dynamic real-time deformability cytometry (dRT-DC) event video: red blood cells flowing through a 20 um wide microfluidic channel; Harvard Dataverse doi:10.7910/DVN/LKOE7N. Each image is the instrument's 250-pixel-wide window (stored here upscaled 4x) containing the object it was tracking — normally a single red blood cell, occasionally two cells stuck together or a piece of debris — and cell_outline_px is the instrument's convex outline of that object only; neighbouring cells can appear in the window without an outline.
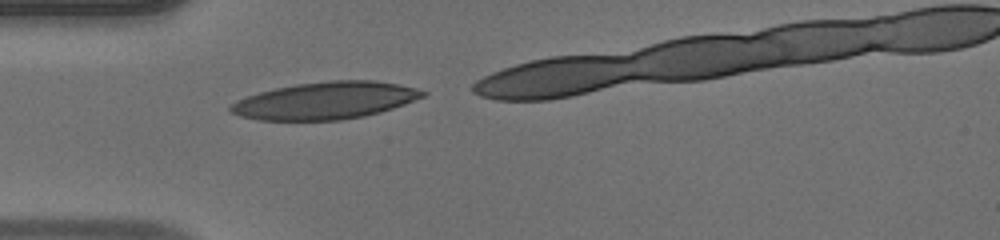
{"species": "human", "species_latin": "Homo sapiens", "temperature_condition": "warm", "stored_images_in_passage": 26, "camera_frame_rate_fps": 3000, "um_per_image_px": 0.085, "donor": {"sex": "male"}, "frame": {"image": 1, "passage_image": 1, "time_ms": 0.0, "image_size_px": [1000, 240], "cell_outline_px": [[428, 92], [424, 96], [404, 104], [380, 112], [364, 116], [340, 120], [260, 120], [240, 116], [228, 112], [228, 108], [236, 100], [260, 92], [276, 88], [296, 84], [332, 80], [376, 80], [416, 88]], "centroid_in_image_um": [27.63, 8.55], "position_along_channel_um": 57.4, "area_um2": 41.5}}
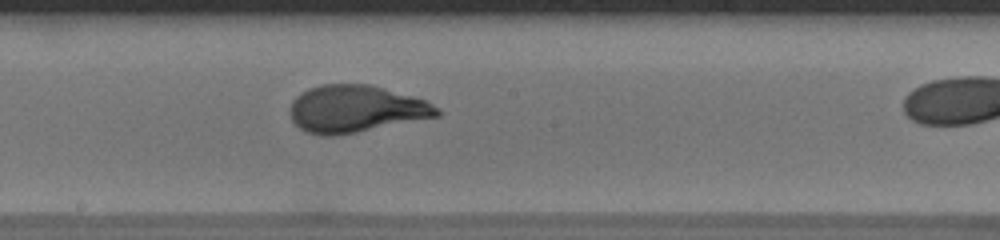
{"frame": {"image": 2, "passage_image": 13, "time_ms": 4.0, "image_size_px": [1000, 240], "cell_outline_px": [[440, 116], [356, 132], [332, 136], [320, 136], [308, 132], [300, 128], [292, 120], [288, 108], [292, 100], [296, 96], [308, 88], [320, 84], [368, 84], [412, 96], [424, 100], [440, 108]], "centroid_in_image_um": [30.2, 9.25], "position_along_channel_um": 218.0, "area_um2": 40.34}}
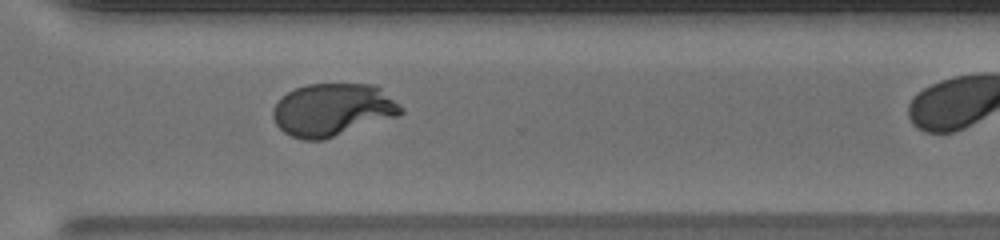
{"frame": {"image": 3, "passage_image": 22, "time_ms": 7.0, "image_size_px": [1000, 240], "cell_outline_px": [[404, 112], [396, 116], [324, 140], [304, 140], [292, 136], [284, 132], [276, 124], [272, 116], [272, 108], [288, 92], [296, 88], [308, 84], [372, 84], [380, 88], [404, 108]], "centroid_in_image_um": [28.26, 9.33], "position_along_channel_um": 342.3, "area_um2": 38.96}}